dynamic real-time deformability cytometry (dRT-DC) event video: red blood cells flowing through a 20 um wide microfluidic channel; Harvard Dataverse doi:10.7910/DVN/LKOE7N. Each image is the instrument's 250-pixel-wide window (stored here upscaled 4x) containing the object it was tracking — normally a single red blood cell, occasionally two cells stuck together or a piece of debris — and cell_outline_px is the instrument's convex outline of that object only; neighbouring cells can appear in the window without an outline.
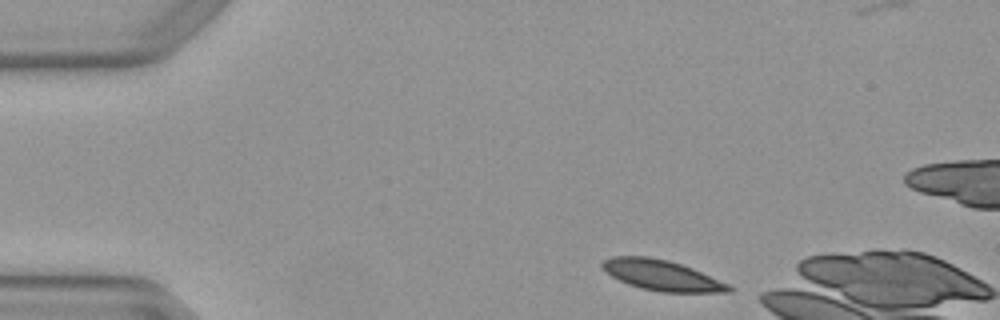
{"species": "Egyptian fruit bat (a non-hibernating species)", "species_latin": "Rousettus aegyptiacus", "temperature_condition": "warm", "stored_images_in_passage": 4, "camera_frame_rate_fps": 3000, "um_per_image_px": 0.085, "animal": {"sex": "female"}, "frame": {"image": 1, "passage_image": 1, "time_ms": 0.0, "image_size_px": [1000, 320], "cell_outline_px": [[736, 288], [732, 292], [660, 292], [640, 288], [628, 284], [612, 276], [600, 268], [600, 260], [612, 256], [648, 256], [668, 260], [692, 268], [728, 284]], "centroid_in_image_um": [56.21, 23.39], "position_along_channel_um": 28.8, "area_um2": 22.6}}
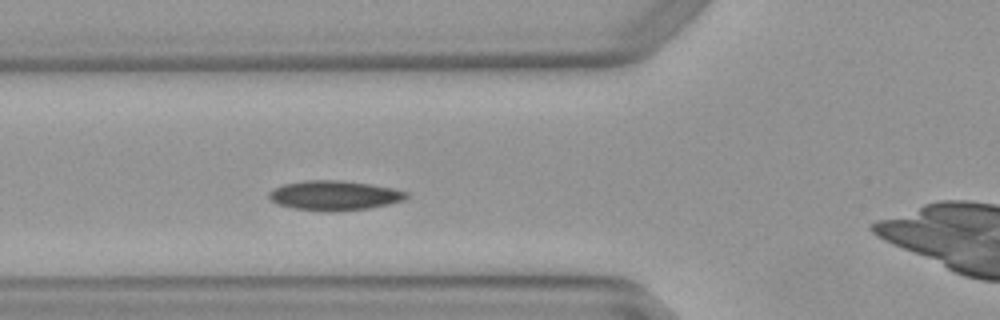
{"frame": {"image": 2, "passage_image": 3, "time_ms": 0.667, "image_size_px": [1000, 320], "cell_outline_px": [[408, 196], [404, 200], [388, 204], [368, 208], [332, 212], [328, 212], [292, 208], [276, 204], [268, 196], [268, 192], [272, 188], [284, 184], [304, 180], [340, 180], [372, 184], [392, 188], [408, 192]], "centroid_in_image_um": [28.39, 16.61], "position_along_channel_um": 97.4, "area_um2": 23.93}}